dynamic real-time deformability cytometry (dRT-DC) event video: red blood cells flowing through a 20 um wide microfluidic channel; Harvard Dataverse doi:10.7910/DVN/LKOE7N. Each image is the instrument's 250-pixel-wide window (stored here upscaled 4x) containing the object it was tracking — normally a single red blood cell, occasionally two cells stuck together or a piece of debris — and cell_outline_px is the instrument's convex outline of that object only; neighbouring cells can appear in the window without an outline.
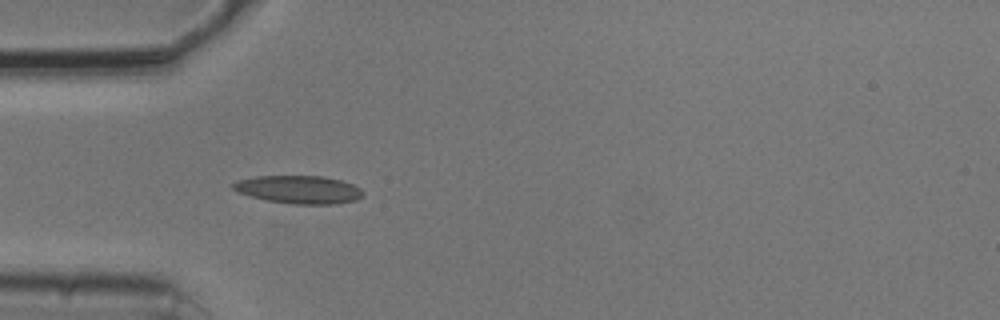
{"species": "common noctule bat (a hibernating species)", "species_latin": "Nyctalus noctula", "temperature_condition": "cold", "stored_images_in_passage": 38, "camera_frame_rate_fps": 3000, "um_per_image_px": 0.085, "animal": {"sex": "male", "body_mass_g": 20.5, "forearm_length_mm": 52.5}, "frame": {"image": 1, "passage_image": 4, "time_ms": 1.0, "image_size_px": [1000, 320], "cell_outline_px": [[364, 196], [356, 200], [332, 204], [292, 204], [268, 200], [252, 196], [240, 192], [232, 188], [232, 184], [236, 180], [256, 176], [324, 176], [340, 180], [352, 184], [360, 188], [364, 192]], "centroid_in_image_um": [25.43, 16.1], "position_along_channel_um": 59.6, "area_um2": 21.1}}
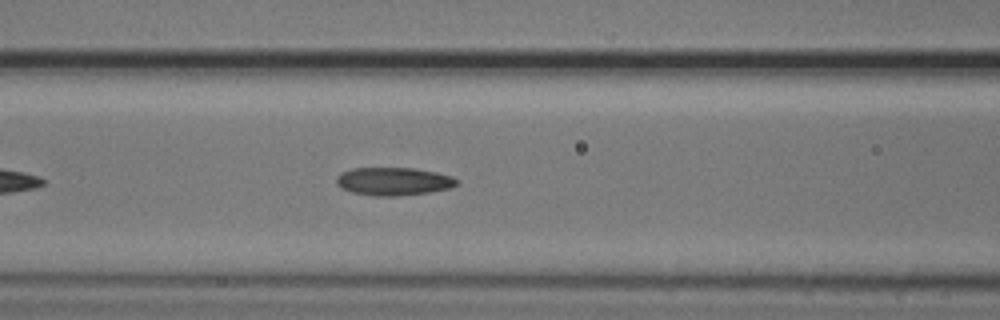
{"frame": {"image": 2, "passage_image": 10, "time_ms": 3.0, "image_size_px": [1000, 320], "cell_outline_px": [[460, 184], [452, 188], [428, 192], [396, 196], [376, 196], [352, 192], [336, 184], [336, 176], [340, 172], [352, 168], [416, 168], [436, 172], [452, 176], [460, 180]], "centroid_in_image_um": [33.49, 15.4], "position_along_channel_um": 133.1, "area_um2": 19.83}}
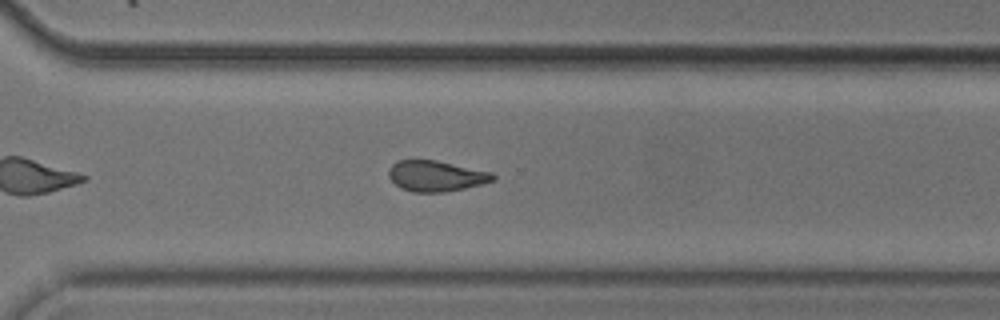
{"frame": {"image": 3, "passage_image": 26, "time_ms": 8.333, "image_size_px": [1000, 320], "cell_outline_px": [[496, 180], [464, 188], [444, 192], [412, 192], [400, 188], [388, 176], [388, 168], [396, 160], [436, 160], [492, 172], [496, 176]], "centroid_in_image_um": [37.04, 14.95], "position_along_channel_um": 333.6, "area_um2": 18.73}, "authors_computed_cell_mechanics": {"area_um2": 19.1318, "velocity_mm_per_s": 3.7599, "shape_relaxation_time_tau1_ms": null, "shape_relaxation_time_tau2_ms": 4.2506, "deformation_change_tau1": null, "deformation_change_tau2": 0.1176}}